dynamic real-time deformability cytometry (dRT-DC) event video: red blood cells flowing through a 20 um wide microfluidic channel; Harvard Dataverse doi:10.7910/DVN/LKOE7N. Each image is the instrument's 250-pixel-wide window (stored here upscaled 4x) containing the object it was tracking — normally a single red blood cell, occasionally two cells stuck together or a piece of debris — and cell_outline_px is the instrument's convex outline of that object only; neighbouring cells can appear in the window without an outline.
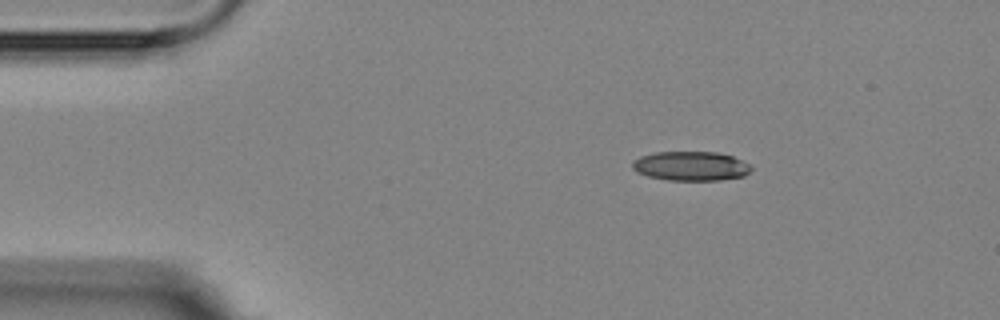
{"species": "Egyptian fruit bat (a non-hibernating species)", "species_latin": "Rousettus aegyptiacus", "temperature_condition": "room temperature", "stored_images_in_passage": 5, "camera_frame_rate_fps": 3000, "um_per_image_px": 0.085, "animal": {"sex": "female"}, "frame": {"image": 1, "passage_image": 3, "time_ms": 2.333, "image_size_px": [1000, 320], "cell_outline_px": [[752, 168], [744, 176], [720, 180], [668, 180], [648, 176], [636, 172], [632, 168], [632, 160], [640, 156], [656, 152], [716, 152], [732, 156], [748, 164]], "centroid_in_image_um": [58.68, 14.11], "position_along_channel_um": 26.3, "area_um2": 20.23}}
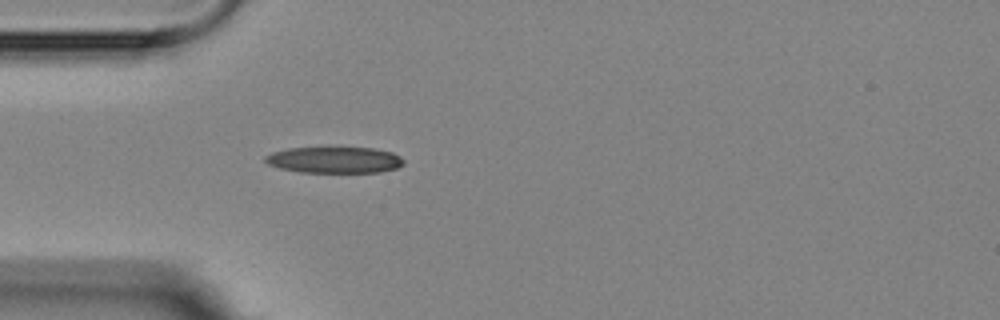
{"frame": {"image": 2, "passage_image": 5, "time_ms": 4.667, "image_size_px": [1000, 320], "cell_outline_px": [[404, 164], [396, 168], [380, 172], [300, 172], [280, 168], [268, 164], [264, 160], [264, 156], [272, 152], [288, 148], [372, 148], [392, 152], [400, 156], [404, 160]], "centroid_in_image_um": [28.43, 13.59], "position_along_channel_um": 56.6, "area_um2": 21.1}}